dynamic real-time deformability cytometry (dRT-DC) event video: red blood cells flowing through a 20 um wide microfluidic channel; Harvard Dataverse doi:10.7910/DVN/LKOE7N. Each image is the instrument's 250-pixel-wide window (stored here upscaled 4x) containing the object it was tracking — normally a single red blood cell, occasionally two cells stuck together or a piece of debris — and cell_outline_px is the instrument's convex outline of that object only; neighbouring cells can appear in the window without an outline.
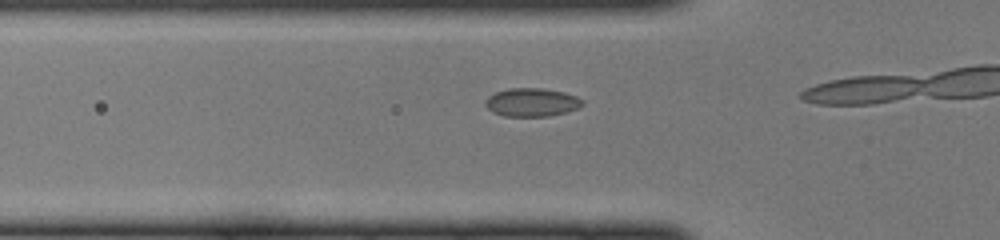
{"species": "common noctule bat (a hibernating species)", "species_latin": "Nyctalus noctula", "temperature_condition": "cold", "stored_images_in_passage": 7, "camera_frame_rate_fps": 3000, "um_per_image_px": 0.085, "animal": {"sex": "female", "body_mass_g": 22.0, "forearm_length_mm": 56.7}, "frame": {"image": 1, "passage_image": 5, "time_ms": 1.333, "image_size_px": [1000, 240], "cell_outline_px": [[584, 104], [580, 108], [548, 116], [504, 116], [492, 112], [484, 104], [484, 100], [488, 96], [496, 92], [508, 88], [544, 88], [564, 92], [576, 96], [584, 100]], "centroid_in_image_um": [45.2, 8.69], "position_along_channel_um": 80.6, "area_um2": 16.18}}